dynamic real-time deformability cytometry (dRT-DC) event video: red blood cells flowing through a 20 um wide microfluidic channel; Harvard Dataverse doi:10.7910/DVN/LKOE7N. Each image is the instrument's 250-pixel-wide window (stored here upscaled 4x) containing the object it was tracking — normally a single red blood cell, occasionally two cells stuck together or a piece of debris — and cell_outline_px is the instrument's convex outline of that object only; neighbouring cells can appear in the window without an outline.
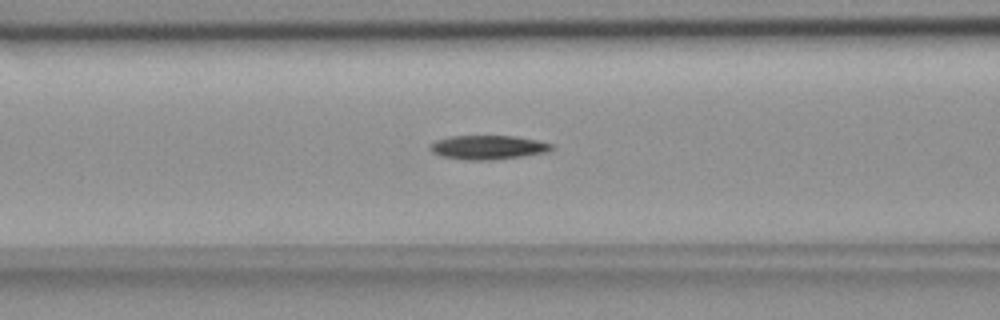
{"species": "common noctule bat (a hibernating species)", "species_latin": "Nyctalus noctula", "temperature_condition": "room temperature", "stored_images_in_passage": 49, "camera_frame_rate_fps": 3000, "um_per_image_px": 0.085, "animal": {"sex": "female", "body_mass_g": 18.4}, "frame": {"image": 1, "passage_image": 16, "time_ms": 5.0, "image_size_px": [1000, 320], "cell_outline_px": [[556, 148], [548, 152], [524, 156], [492, 160], [464, 160], [440, 156], [432, 152], [428, 148], [428, 144], [436, 140], [452, 136], [516, 136], [536, 140], [552, 144]], "centroid_in_image_um": [41.47, 12.53], "position_along_channel_um": 125.1, "area_um2": 17.28}}
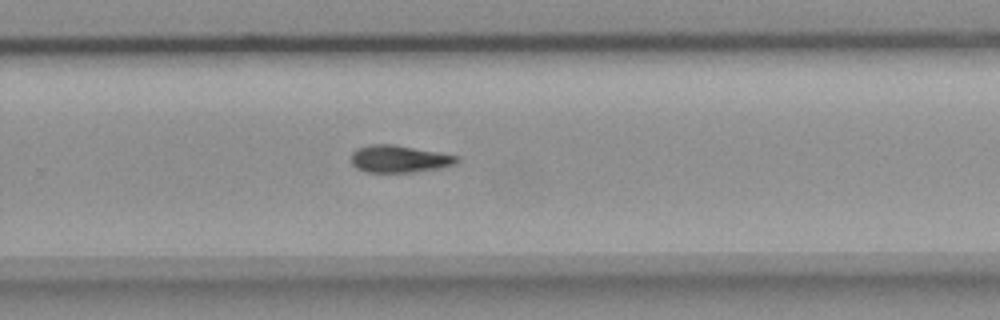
{"frame": {"image": 2, "passage_image": 30, "time_ms": 9.667, "image_size_px": [1000, 320], "cell_outline_px": [[460, 160], [452, 164], [436, 168], [412, 172], [368, 172], [356, 168], [352, 164], [352, 152], [356, 148], [368, 144], [396, 144], [460, 156]], "centroid_in_image_um": [33.9, 13.48], "position_along_channel_um": 295.9, "area_um2": 16.76}}
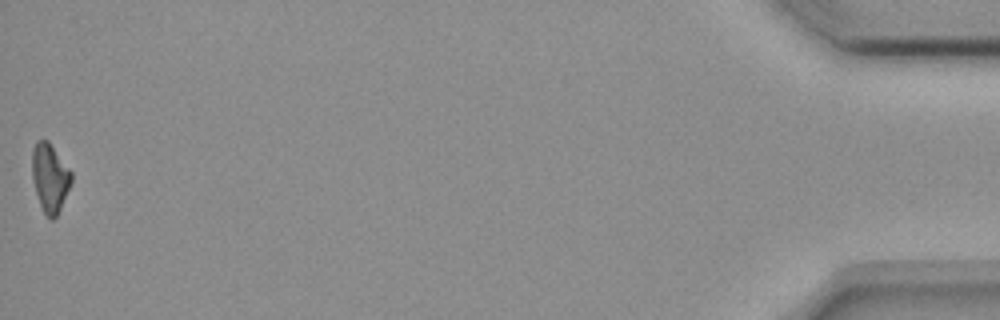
{"frame": {"image": 3, "passage_image": 49, "time_ms": 16.0, "image_size_px": [1000, 320], "cell_outline_px": [[72, 180], [60, 208], [56, 216], [52, 220], [44, 212], [40, 204], [32, 180], [32, 148], [36, 140], [48, 140], [72, 172]], "centroid_in_image_um": [4.23, 15.06], "position_along_channel_um": 431.0, "area_um2": 15.49}, "authors_computed_cell_mechanics": {"area_um2": 16.762, "velocity_mm_per_s": 3.6765, "shape_relaxation_time_tau1_ms": 6.2111, "shape_relaxation_time_tau2_ms": null, "deformation_change_tau1": 0.1499, "deformation_change_tau2": null}}